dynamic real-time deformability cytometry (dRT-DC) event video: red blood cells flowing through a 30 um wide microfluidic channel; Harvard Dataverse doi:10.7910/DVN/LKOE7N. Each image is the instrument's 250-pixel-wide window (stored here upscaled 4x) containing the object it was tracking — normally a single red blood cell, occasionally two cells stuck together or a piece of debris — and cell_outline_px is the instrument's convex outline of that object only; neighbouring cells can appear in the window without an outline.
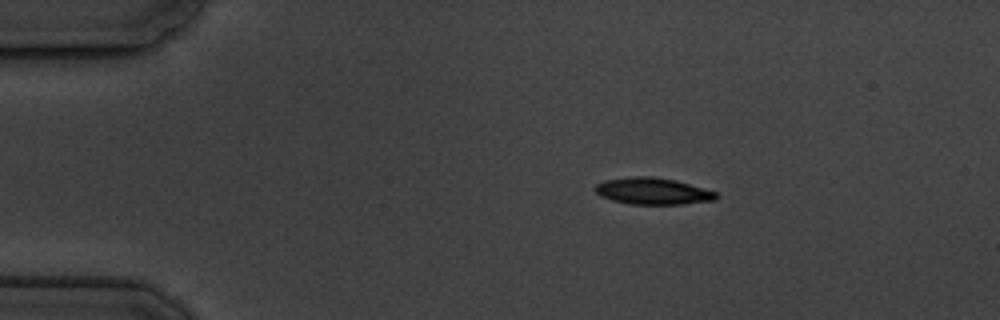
{"species": "common noctule bat (a hibernating species)", "species_latin": "Nyctalus noctula", "temperature_condition": "cold", "stored_images_in_passage": 4, "camera_frame_rate_fps": 3000, "um_per_image_px": 0.085, "animal": {"sex": "male", "body_mass_g": 19.5, "forearm_length_mm": 54.6}, "frame": {"image": 1, "passage_image": 2, "time_ms": 1.333, "image_size_px": [1000, 320], "cell_outline_px": [[720, 196], [716, 200], [684, 204], [632, 204], [612, 200], [600, 196], [596, 192], [596, 184], [604, 180], [632, 176], [652, 176], [676, 180], [716, 192]], "centroid_in_image_um": [55.51, 16.24], "position_along_channel_um": 29.5, "area_um2": 18.84}}